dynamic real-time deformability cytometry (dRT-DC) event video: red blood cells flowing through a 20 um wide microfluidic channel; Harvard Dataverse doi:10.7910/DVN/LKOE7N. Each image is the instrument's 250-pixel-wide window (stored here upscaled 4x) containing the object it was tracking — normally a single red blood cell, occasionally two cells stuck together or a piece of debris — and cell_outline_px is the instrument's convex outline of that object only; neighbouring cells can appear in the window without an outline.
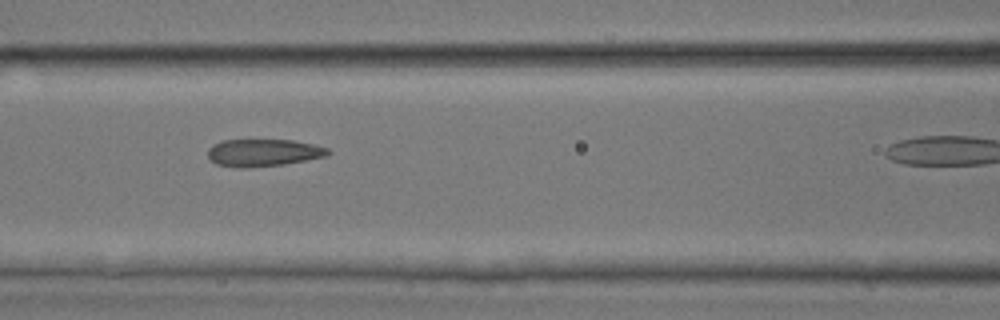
{"species": "common noctule bat (a hibernating species)", "species_latin": "Nyctalus noctula", "temperature_condition": "room temperature", "stored_images_in_passage": 22, "camera_frame_rate_fps": 3000, "um_per_image_px": 0.085, "animal": {"sex": "male", "body_mass_g": 17.9, "forearm_length_mm": 54.2}, "frame": {"image": 1, "passage_image": 16, "time_ms": 5.0, "image_size_px": [1000, 320], "cell_outline_px": [[332, 152], [328, 156], [284, 164], [248, 168], [236, 168], [216, 164], [208, 156], [208, 148], [224, 140], [292, 140], [312, 144], [328, 148]], "centroid_in_image_um": [22.41, 12.99], "position_along_channel_um": 144.2, "area_um2": 19.13}}